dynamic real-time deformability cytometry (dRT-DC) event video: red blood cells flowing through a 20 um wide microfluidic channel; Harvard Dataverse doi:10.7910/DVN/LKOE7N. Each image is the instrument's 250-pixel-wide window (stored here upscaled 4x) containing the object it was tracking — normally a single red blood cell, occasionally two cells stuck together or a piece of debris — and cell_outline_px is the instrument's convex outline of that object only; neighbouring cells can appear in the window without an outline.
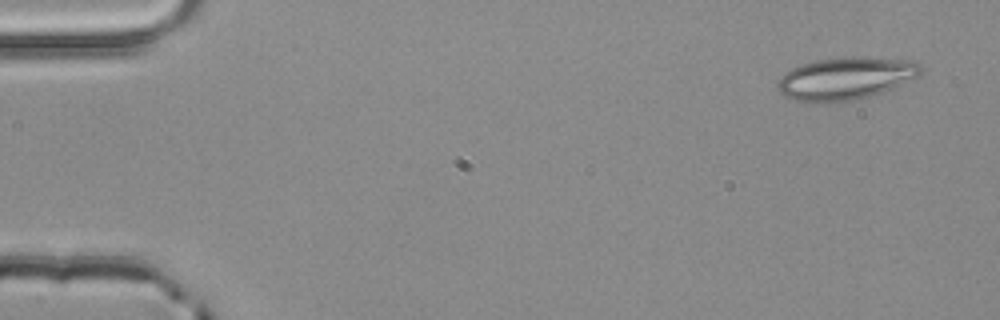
{"species": "common noctule bat (a hibernating species)", "species_latin": "Nyctalus noctula", "temperature_condition": "room temperature", "stored_images_in_passage": 5, "camera_frame_rate_fps": 3000, "um_per_image_px": 0.085, "animal": {"sex": "male", "body_mass_g": 20.4}, "frame": {"image": 1, "passage_image": 1, "time_ms": 0.0, "image_size_px": [1000, 320], "cell_outline_px": [[924, 68], [920, 76], [892, 88], [856, 100], [824, 104], [804, 104], [784, 96], [780, 92], [776, 84], [776, 80], [784, 72], [792, 68], [816, 60], [844, 56], [864, 56], [916, 60]], "centroid_in_image_um": [71.87, 6.67], "position_along_channel_um": 13.1, "area_um2": 36.59}}
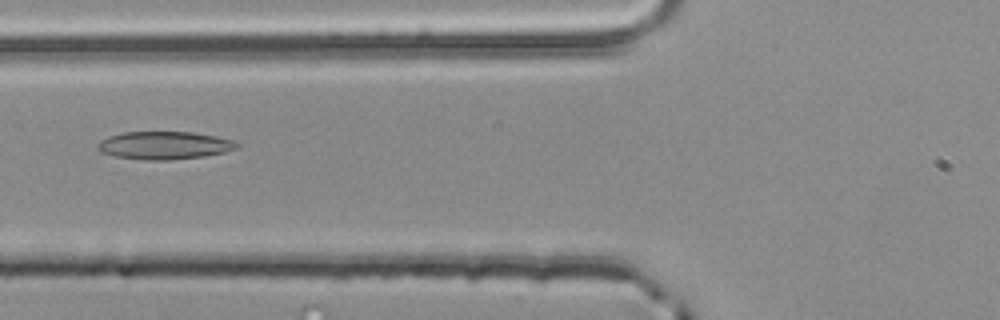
{"frame": {"image": 2, "passage_image": 5, "time_ms": 1.333, "image_size_px": [1000, 320], "cell_outline_px": [[240, 144], [236, 148], [224, 152], [204, 156], [168, 160], [144, 160], [116, 156], [100, 152], [96, 148], [96, 144], [100, 140], [108, 136], [124, 132], [192, 132], [216, 136], [232, 140]], "centroid_in_image_um": [13.93, 12.35], "position_along_channel_um": 111.9, "area_um2": 22.6}}